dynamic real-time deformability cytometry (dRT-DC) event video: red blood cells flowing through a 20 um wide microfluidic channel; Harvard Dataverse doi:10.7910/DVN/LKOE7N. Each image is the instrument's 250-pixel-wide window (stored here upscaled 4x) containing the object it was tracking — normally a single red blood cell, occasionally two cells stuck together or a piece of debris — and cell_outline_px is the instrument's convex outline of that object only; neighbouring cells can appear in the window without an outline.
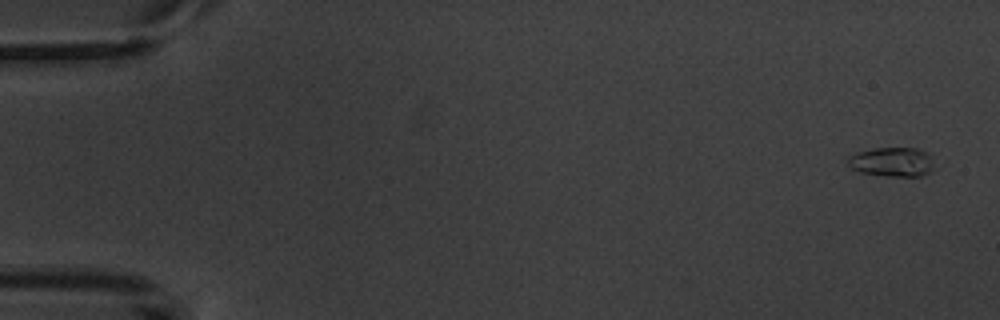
{"species": "common noctule bat (a hibernating species)", "species_latin": "Nyctalus noctula", "temperature_condition": "warm", "stored_images_in_passage": 6, "segment_of_instrument_passage": [2, 2], "camera_frame_rate_fps": 3000, "um_per_image_px": 0.085, "animal": {"sex": "male", "body_mass_g": 20.1, "forearm_length_mm": 53.5}, "frame": {"image": 1, "passage_image": 6, "time_ms": 6.0, "image_size_px": [1000, 320], "cell_outline_px": [[932, 172], [920, 176], [888, 176], [860, 172], [852, 168], [848, 164], [848, 156], [856, 152], [872, 148], [916, 148], [928, 152], [932, 164]], "centroid_in_image_um": [75.81, 13.76], "position_along_channel_um": 9.2, "area_um2": 14.74}}